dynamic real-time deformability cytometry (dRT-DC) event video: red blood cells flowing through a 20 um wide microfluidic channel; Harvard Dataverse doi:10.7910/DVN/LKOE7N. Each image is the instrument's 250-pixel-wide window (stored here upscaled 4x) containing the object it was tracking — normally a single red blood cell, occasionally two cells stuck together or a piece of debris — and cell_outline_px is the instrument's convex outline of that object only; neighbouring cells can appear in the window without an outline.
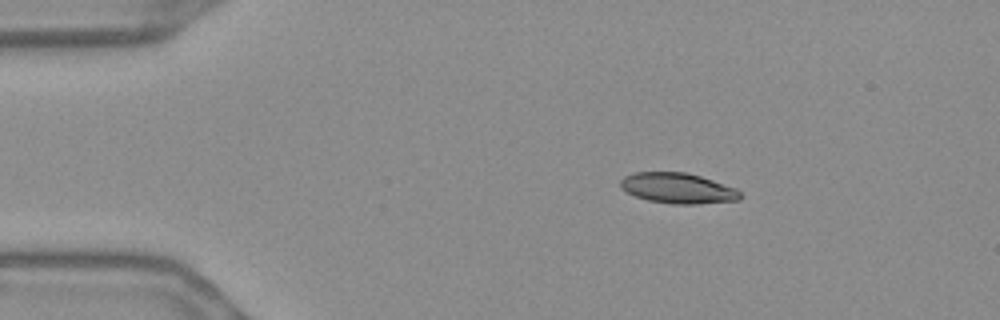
{"species": "Egyptian fruit bat (a non-hibernating species)", "species_latin": "Rousettus aegyptiacus", "temperature_condition": "warm", "stored_images_in_passage": 47, "camera_frame_rate_fps": 3000, "um_per_image_px": 0.085, "frame": {"image": 1, "passage_image": 1, "time_ms": 0.0, "image_size_px": [1000, 320], "cell_outline_px": [[740, 200], [696, 204], [672, 204], [648, 200], [636, 196], [620, 188], [620, 180], [624, 176], [636, 172], [684, 172], [700, 176], [736, 188], [740, 192]], "centroid_in_image_um": [57.6, 16.0], "position_along_channel_um": 27.4, "area_um2": 21.15}}
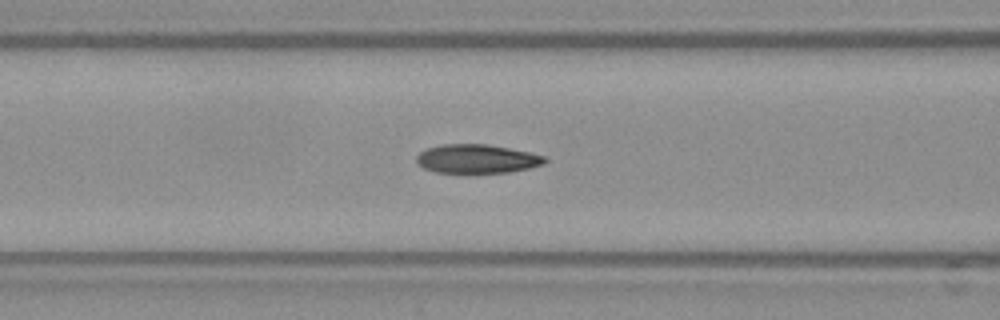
{"frame": {"image": 2, "passage_image": 14, "time_ms": 4.333, "image_size_px": [1000, 320], "cell_outline_px": [[548, 160], [544, 164], [528, 168], [508, 172], [436, 172], [424, 168], [416, 160], [416, 156], [420, 152], [428, 148], [444, 144], [488, 144], [528, 152], [544, 156]], "centroid_in_image_um": [40.54, 13.49], "position_along_channel_um": 126.1, "area_um2": 21.21}}
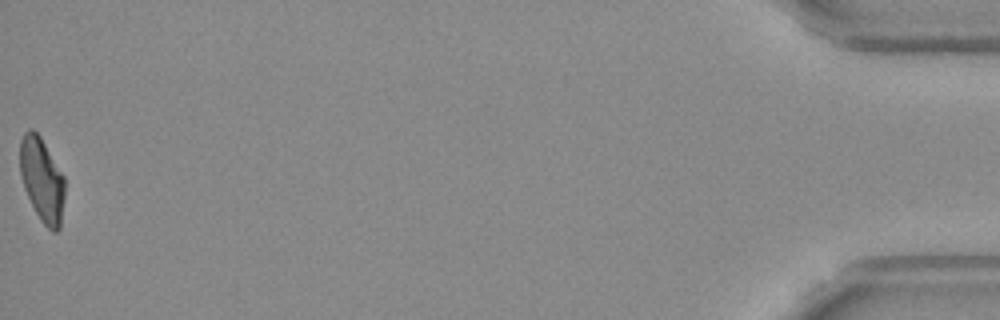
{"frame": {"image": 3, "passage_image": 47, "time_ms": 15.333, "image_size_px": [1000, 320], "cell_outline_px": [[64, 196], [60, 228], [56, 232], [52, 232], [40, 220], [24, 188], [20, 176], [20, 140], [24, 132], [28, 128], [32, 128], [40, 136], [64, 176]], "centroid_in_image_um": [3.56, 15.26], "position_along_channel_um": 431.6, "area_um2": 21.85}, "authors_computed_cell_mechanics": {"area_um2": 22.0796, "velocity_mm_per_s": 3.6923, "shape_relaxation_time_tau1_ms": 6.8514, "shape_relaxation_time_tau2_ms": 2.2416, "deformation_change_tau1": 0.2048, "deformation_change_tau2": 0.0787}}